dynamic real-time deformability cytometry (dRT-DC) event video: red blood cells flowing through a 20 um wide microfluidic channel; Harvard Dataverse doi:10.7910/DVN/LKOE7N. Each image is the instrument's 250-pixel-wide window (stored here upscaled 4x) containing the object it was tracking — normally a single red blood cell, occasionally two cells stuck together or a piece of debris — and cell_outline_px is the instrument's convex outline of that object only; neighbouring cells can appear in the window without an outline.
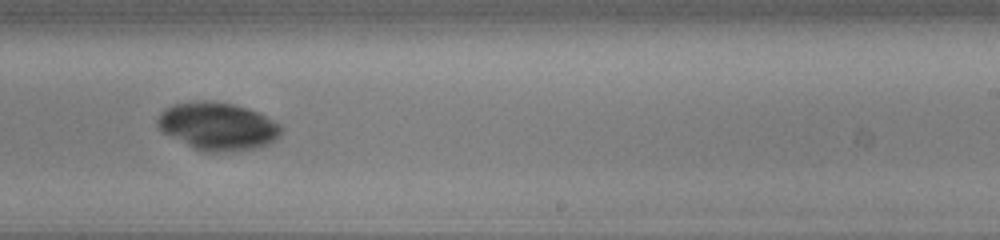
{"species": "common noctule bat (a hibernating species)", "species_latin": "Nyctalus noctula", "temperature_condition": "cold", "stored_images_in_passage": 52, "camera_frame_rate_fps": 3000, "um_per_image_px": 0.085, "animal": {"sex": "male", "body_mass_g": 13.0, "forearm_length_mm": 53.1}, "frame": {"image": 1, "passage_image": 32, "time_ms": 10.333, "image_size_px": [1000, 240], "cell_outline_px": [[284, 128], [280, 136], [276, 140], [268, 144], [256, 148], [224, 152], [200, 152], [160, 132], [156, 124], [156, 120], [160, 112], [164, 108], [172, 104], [196, 100], [204, 100], [232, 104], [248, 108], [260, 112], [280, 124]], "centroid_in_image_um": [18.48, 10.73], "position_along_channel_um": 270.5, "area_um2": 35.2}}
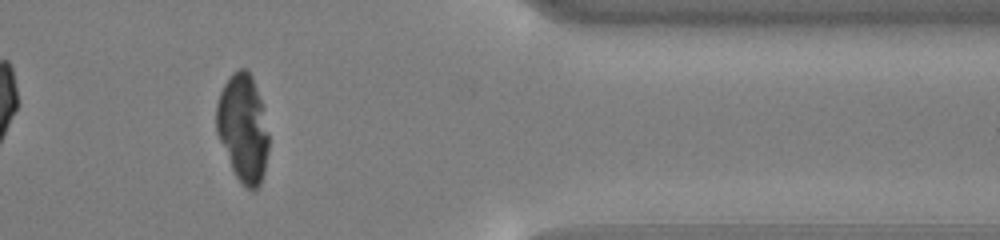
{"frame": {"image": 2, "passage_image": 43, "time_ms": 14.0, "image_size_px": [1000, 240], "cell_outline_px": [[268, 152], [264, 172], [260, 184], [252, 192], [236, 176], [232, 168], [216, 132], [216, 104], [220, 92], [224, 84], [232, 72], [240, 68], [244, 68], [252, 76], [260, 100], [268, 132]], "centroid_in_image_um": [20.64, 10.88], "position_along_channel_um": 390.8, "area_um2": 32.43}}
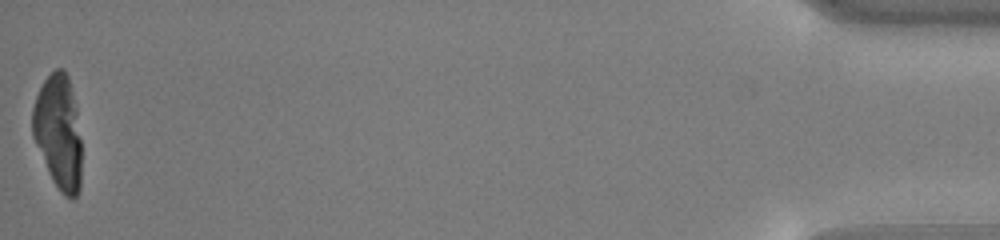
{"frame": {"image": 3, "passage_image": 52, "time_ms": 17.0, "image_size_px": [1000, 240], "cell_outline_px": [[80, 188], [76, 196], [72, 200], [64, 196], [60, 192], [52, 180], [48, 172], [32, 136], [32, 108], [36, 96], [44, 80], [56, 68], [64, 68], [68, 76], [76, 108], [80, 140]], "centroid_in_image_um": [4.95, 11.24], "position_along_channel_um": 430.3, "area_um2": 32.6}}